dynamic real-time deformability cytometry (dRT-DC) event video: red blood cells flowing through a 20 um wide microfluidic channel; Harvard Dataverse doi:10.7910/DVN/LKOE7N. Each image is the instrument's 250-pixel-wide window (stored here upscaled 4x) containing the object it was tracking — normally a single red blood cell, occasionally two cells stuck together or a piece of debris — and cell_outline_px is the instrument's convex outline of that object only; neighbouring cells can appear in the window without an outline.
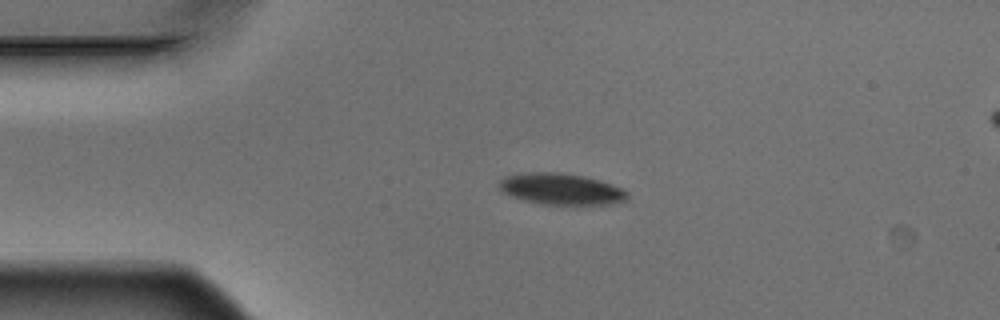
{"species": "Egyptian fruit bat (a non-hibernating species)", "species_latin": "Rousettus aegyptiacus", "temperature_condition": "warm", "stored_images_in_passage": 5, "segment_of_instrument_passage": [1, 2], "camera_frame_rate_fps": 3000, "um_per_image_px": 0.085, "animal": {"sex": "male"}, "frame": {"image": 1, "passage_image": 3, "time_ms": 0.667, "image_size_px": [1000, 320], "cell_outline_px": [[628, 196], [624, 200], [608, 204], [544, 204], [524, 200], [512, 196], [504, 192], [500, 188], [500, 180], [508, 176], [532, 172], [560, 172], [584, 176], [600, 180], [612, 184], [628, 192]], "centroid_in_image_um": [47.72, 16.06], "position_along_channel_um": 37.3, "area_um2": 22.95}}